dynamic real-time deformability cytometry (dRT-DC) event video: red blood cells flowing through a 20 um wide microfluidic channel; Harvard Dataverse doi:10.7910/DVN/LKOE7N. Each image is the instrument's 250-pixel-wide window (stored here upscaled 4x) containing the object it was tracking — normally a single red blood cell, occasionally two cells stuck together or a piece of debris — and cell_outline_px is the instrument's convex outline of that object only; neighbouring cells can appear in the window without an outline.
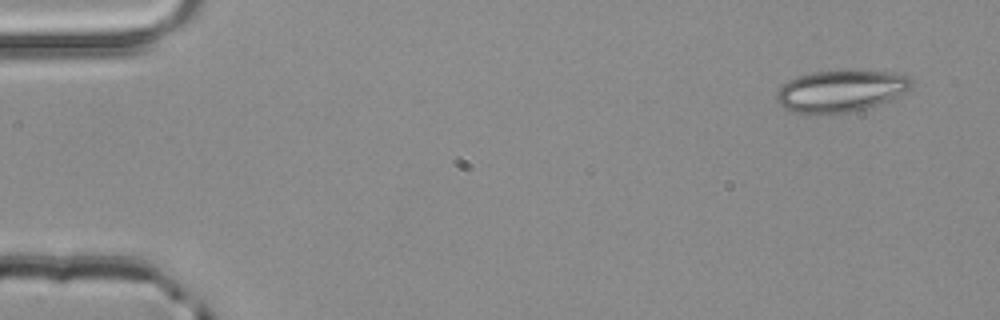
{"species": "common noctule bat (a hibernating species)", "species_latin": "Nyctalus noctula", "temperature_condition": "room temperature", "stored_images_in_passage": 3, "camera_frame_rate_fps": 3000, "um_per_image_px": 0.085, "animal": {"sex": "male", "body_mass_g": 20.4}, "frame": {"image": 1, "passage_image": 1, "time_ms": 0.0, "image_size_px": [1000, 320], "cell_outline_px": [[912, 88], [896, 100], [868, 108], [852, 112], [816, 116], [804, 116], [788, 112], [776, 100], [776, 92], [788, 80], [796, 76], [812, 72], [848, 68], [856, 68], [896, 72], [908, 76], [912, 80]], "centroid_in_image_um": [71.5, 7.74], "position_along_channel_um": 13.5, "area_um2": 35.14}}